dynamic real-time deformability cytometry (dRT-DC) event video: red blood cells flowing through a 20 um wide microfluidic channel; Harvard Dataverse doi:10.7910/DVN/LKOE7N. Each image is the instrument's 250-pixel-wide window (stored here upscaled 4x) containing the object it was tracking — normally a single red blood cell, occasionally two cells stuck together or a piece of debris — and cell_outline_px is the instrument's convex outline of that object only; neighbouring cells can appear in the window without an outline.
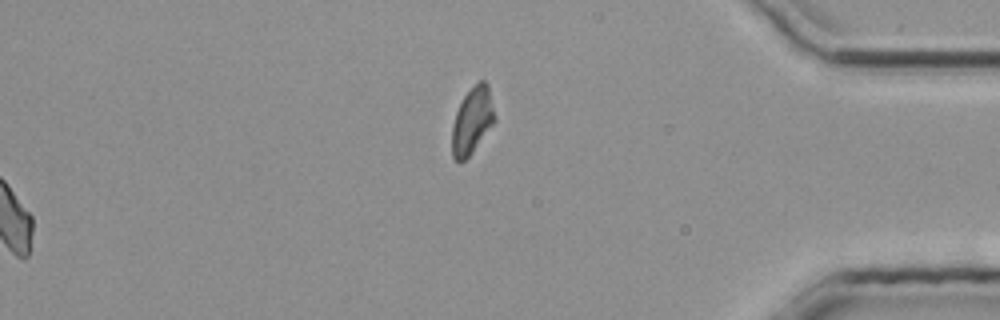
{"species": "common noctule bat (a hibernating species)", "species_latin": "Nyctalus noctula", "temperature_condition": "room temperature", "stored_images_in_passage": 33, "segment_of_instrument_passage": [2, 2], "camera_frame_rate_fps": 3000, "um_per_image_px": 0.085, "animal": {"sex": "male", "body_mass_g": 20.4}, "frame": {"image": 1, "passage_image": 33, "time_ms": 10.667, "image_size_px": [1000, 320], "cell_outline_px": [[496, 120], [472, 152], [460, 164], [452, 156], [452, 124], [456, 112], [464, 96], [480, 80], [484, 80], [488, 84], [496, 116]], "centroid_in_image_um": [40.14, 10.26], "position_along_channel_um": 395.1, "area_um2": 16.47}}